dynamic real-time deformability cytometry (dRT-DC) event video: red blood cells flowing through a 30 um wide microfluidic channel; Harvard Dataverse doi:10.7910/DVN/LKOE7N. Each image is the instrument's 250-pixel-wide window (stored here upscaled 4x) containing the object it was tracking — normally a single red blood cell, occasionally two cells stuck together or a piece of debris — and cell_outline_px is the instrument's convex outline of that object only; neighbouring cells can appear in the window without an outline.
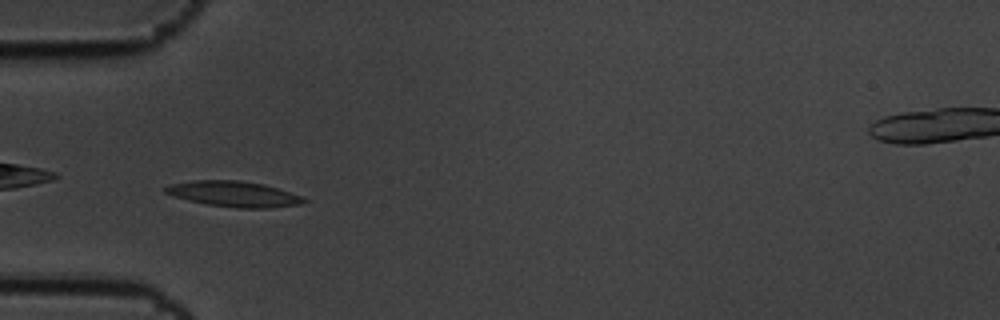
{"species": "common noctule bat (a hibernating species)", "species_latin": "Nyctalus noctula", "temperature_condition": "cold", "stored_images_in_passage": 43, "camera_frame_rate_fps": 3000, "um_per_image_px": 0.085, "animal": {"sex": "male", "body_mass_g": 19.5, "forearm_length_mm": 54.6}, "frame": {"image": 1, "passage_image": 3, "time_ms": 0.667, "image_size_px": [1000, 320], "cell_outline_px": [[308, 200], [300, 204], [272, 208], [236, 208], [208, 204], [188, 200], [164, 192], [164, 188], [172, 184], [192, 180], [240, 180], [264, 184], [300, 196]], "centroid_in_image_um": [19.88, 16.49], "position_along_channel_um": 65.1, "area_um2": 20.4}}
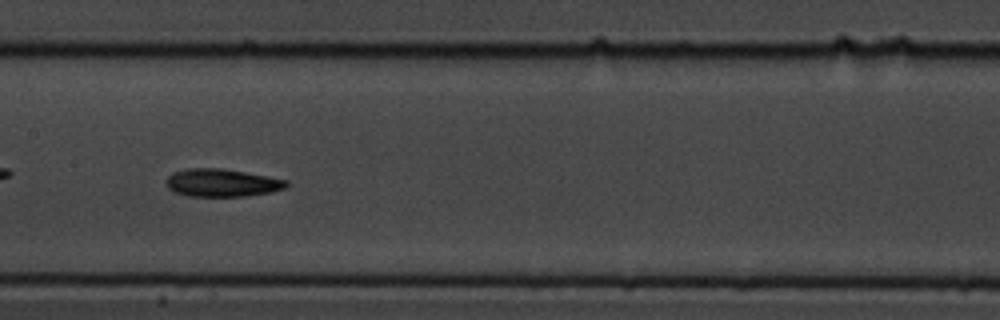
{"frame": {"image": 2, "passage_image": 14, "time_ms": 4.333, "image_size_px": [1000, 320], "cell_outline_px": [[288, 184], [284, 188], [272, 192], [248, 196], [188, 196], [172, 192], [164, 184], [164, 180], [172, 172], [188, 168], [220, 168], [268, 176], [288, 180]], "centroid_in_image_um": [18.81, 15.54], "position_along_channel_um": 188.6, "area_um2": 19.71}}
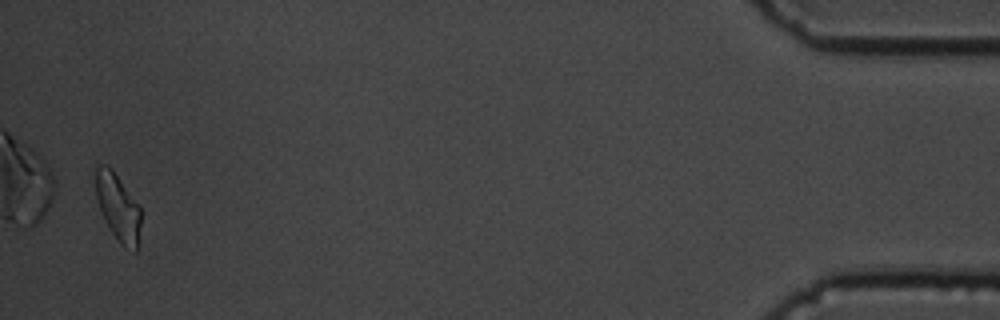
{"frame": {"image": 3, "passage_image": 42, "time_ms": 13.667, "image_size_px": [1000, 320], "cell_outline_px": [[140, 224], [136, 252], [124, 248], [120, 244], [104, 220], [96, 196], [92, 168], [96, 164], [108, 164], [112, 168], [140, 204]], "centroid_in_image_um": [9.99, 17.52], "position_along_channel_um": 425.2, "area_um2": 18.32}, "authors_computed_cell_mechanics": {"area_um2": 18.7272, "velocity_mm_per_s": 3.3978, "shape_relaxation_time_tau1_ms": 5.819, "shape_relaxation_time_tau2_ms": 10.1358, "deformation_change_tau1": 0.1721, "deformation_change_tau2": 0.1775}}